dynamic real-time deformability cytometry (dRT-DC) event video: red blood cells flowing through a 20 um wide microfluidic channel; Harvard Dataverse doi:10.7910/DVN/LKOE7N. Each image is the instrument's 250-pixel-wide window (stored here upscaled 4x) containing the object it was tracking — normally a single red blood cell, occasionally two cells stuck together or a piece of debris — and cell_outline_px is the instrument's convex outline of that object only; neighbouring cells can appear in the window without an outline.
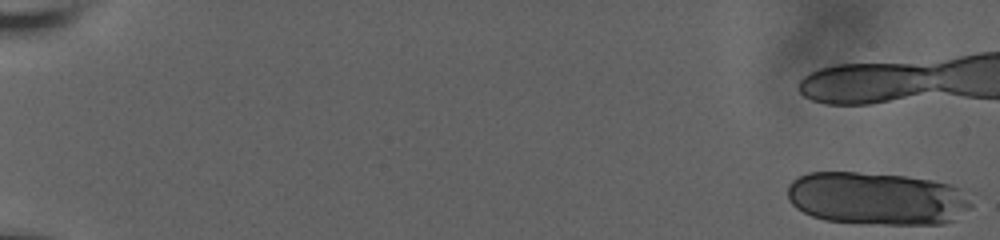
{"species": "human", "species_latin": "Homo sapiens", "temperature_condition": "room temperature", "stored_images_in_passage": 23, "camera_frame_rate_fps": 3000, "um_per_image_px": 0.085, "donor": {"sex": "male"}, "frame": {"image": 1, "passage_image": 1, "time_ms": 0.0, "image_size_px": [1000, 240], "cell_outline_px": [[976, 192], [972, 208], [952, 220], [944, 224], [884, 224], [824, 220], [812, 216], [796, 208], [788, 200], [788, 184], [792, 180], [808, 172], [856, 172], [904, 176], [932, 180], [952, 184]], "centroid_in_image_um": [74.66, 16.86], "position_along_channel_um": 10.3, "area_um2": 57.57}}